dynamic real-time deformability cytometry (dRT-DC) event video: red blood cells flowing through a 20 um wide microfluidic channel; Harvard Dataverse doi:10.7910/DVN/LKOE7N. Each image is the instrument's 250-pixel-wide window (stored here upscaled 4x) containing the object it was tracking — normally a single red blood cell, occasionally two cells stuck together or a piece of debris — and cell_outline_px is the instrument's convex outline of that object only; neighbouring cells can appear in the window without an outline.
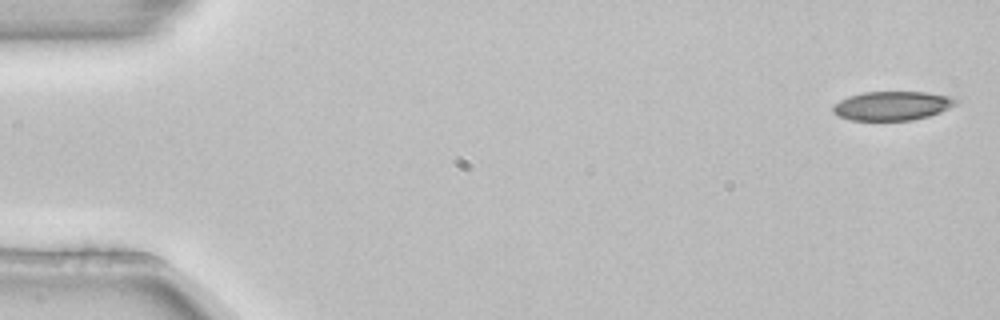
{"species": "common noctule bat (a hibernating species)", "species_latin": "Nyctalus noctula", "temperature_condition": "room temperature", "stored_images_in_passage": 4, "camera_frame_rate_fps": 3000, "um_per_image_px": 0.085, "animal": {"sex": "female", "body_mass_g": 22.7, "forearm_length_mm": 54.2}, "frame": {"image": 1, "passage_image": 1, "time_ms": 0.0, "image_size_px": [1000, 320], "cell_outline_px": [[960, 100], [956, 104], [940, 112], [928, 116], [912, 120], [848, 120], [836, 116], [832, 112], [832, 104], [848, 96], [864, 92], [924, 92], [952, 96]], "centroid_in_image_um": [75.8, 8.99], "position_along_channel_um": 9.2, "area_um2": 20.98}}
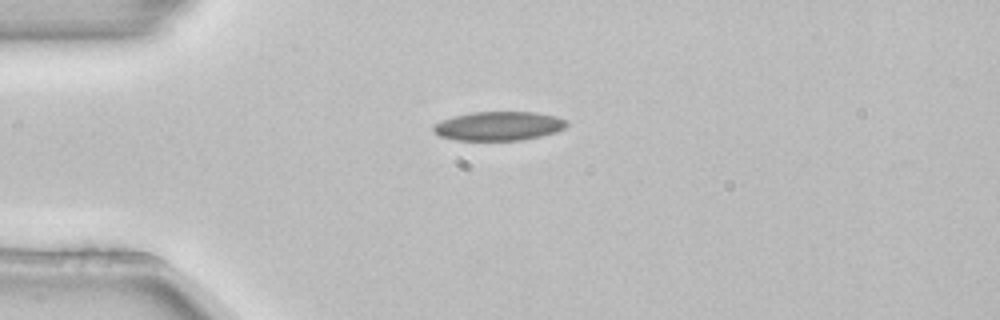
{"frame": {"image": 2, "passage_image": 3, "time_ms": 0.667, "image_size_px": [1000, 320], "cell_outline_px": [[568, 124], [564, 128], [556, 132], [540, 136], [520, 140], [456, 140], [440, 136], [432, 128], [432, 124], [456, 116], [472, 112], [536, 112], [556, 116], [568, 120]], "centroid_in_image_um": [42.42, 10.71], "position_along_channel_um": 42.6, "area_um2": 22.43}}